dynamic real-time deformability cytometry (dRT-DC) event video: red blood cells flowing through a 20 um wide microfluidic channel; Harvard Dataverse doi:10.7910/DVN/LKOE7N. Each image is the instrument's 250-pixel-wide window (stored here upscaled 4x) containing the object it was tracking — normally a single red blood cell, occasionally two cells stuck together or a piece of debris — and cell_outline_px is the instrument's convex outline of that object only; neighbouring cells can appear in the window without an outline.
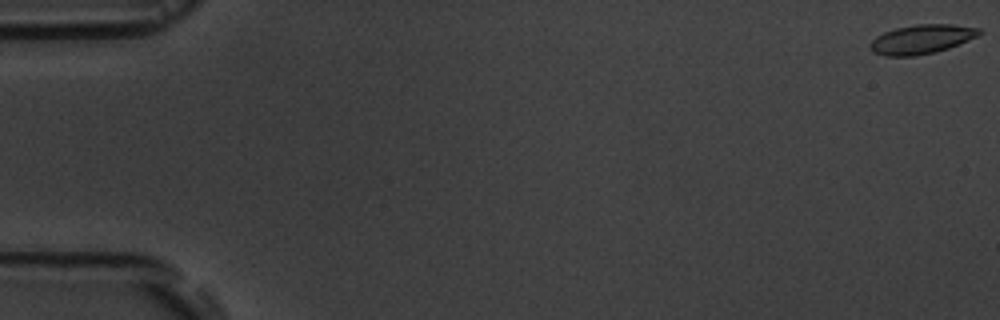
{"species": "common noctule bat (a hibernating species)", "species_latin": "Nyctalus noctula", "temperature_condition": "room temperature", "stored_images_in_passage": 5, "camera_frame_rate_fps": 3000, "um_per_image_px": 0.085, "animal": {"sex": "male", "body_mass_g": 19.5, "forearm_length_mm": 54.6}, "frame": {"image": 1, "passage_image": 1, "time_ms": 0.0, "image_size_px": [1000, 320], "cell_outline_px": [[984, 32], [968, 40], [948, 48], [936, 52], [916, 56], [884, 56], [872, 52], [868, 44], [876, 36], [884, 32], [896, 28], [916, 24], [952, 24], [980, 28]], "centroid_in_image_um": [78.31, 3.34], "position_along_channel_um": 6.7, "area_um2": 18.67}}